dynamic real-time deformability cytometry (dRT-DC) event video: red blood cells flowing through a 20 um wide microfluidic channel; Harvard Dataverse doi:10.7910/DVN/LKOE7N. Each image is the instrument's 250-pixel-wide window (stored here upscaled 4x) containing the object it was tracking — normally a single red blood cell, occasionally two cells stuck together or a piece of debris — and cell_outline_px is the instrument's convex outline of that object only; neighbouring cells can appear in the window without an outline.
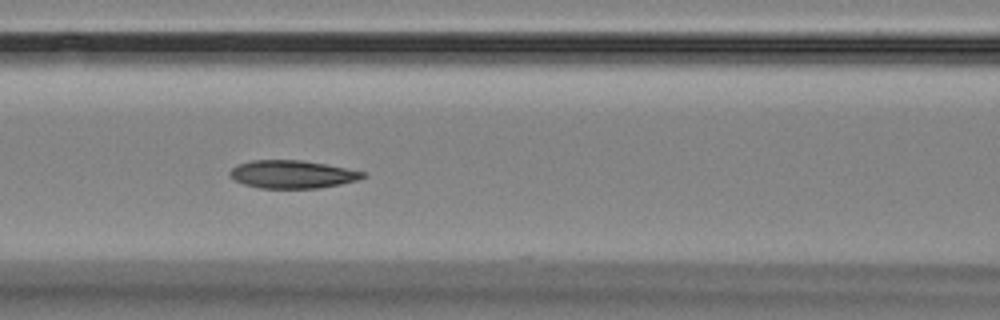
{"species": "Egyptian fruit bat (a non-hibernating species)", "species_latin": "Rousettus aegyptiacus", "temperature_condition": "room temperature", "stored_images_in_passage": 8, "segment_of_instrument_passage": [1, 2], "camera_frame_rate_fps": 3000, "um_per_image_px": 0.085, "animal": {"sex": "female"}, "frame": {"image": 1, "passage_image": 6, "time_ms": 5.667, "image_size_px": [1000, 320], "cell_outline_px": [[368, 176], [360, 180], [320, 188], [260, 188], [244, 184], [236, 180], [228, 172], [236, 164], [252, 160], [300, 160], [324, 164], [364, 172]], "centroid_in_image_um": [24.85, 14.82], "position_along_channel_um": 141.7, "area_um2": 21.56}}
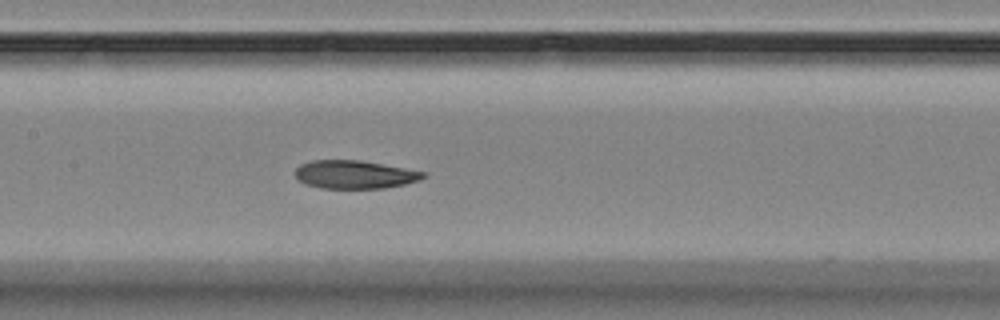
{"frame": {"image": 2, "passage_image": 7, "time_ms": 6.667, "image_size_px": [1000, 320], "cell_outline_px": [[428, 176], [420, 180], [404, 184], [384, 188], [320, 188], [304, 184], [296, 180], [296, 168], [300, 164], [312, 160], [360, 160], [428, 172]], "centroid_in_image_um": [30.15, 14.83], "position_along_channel_um": 177.2, "area_um2": 21.27}}